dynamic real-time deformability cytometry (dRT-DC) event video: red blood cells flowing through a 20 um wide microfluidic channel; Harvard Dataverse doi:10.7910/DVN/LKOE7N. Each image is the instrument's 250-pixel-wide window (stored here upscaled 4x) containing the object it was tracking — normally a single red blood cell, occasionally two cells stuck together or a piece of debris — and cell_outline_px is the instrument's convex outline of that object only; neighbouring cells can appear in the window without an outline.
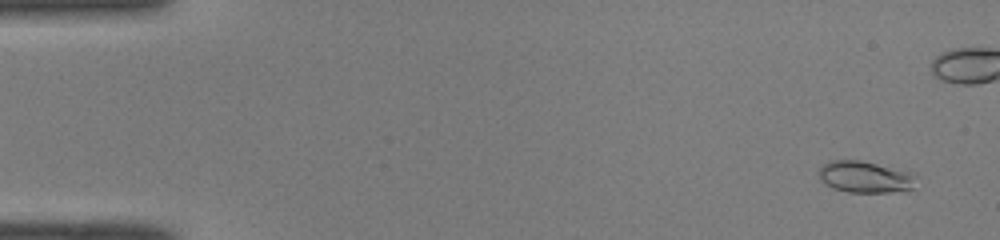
{"species": "common noctule bat (a hibernating species)", "species_latin": "Nyctalus noctula", "temperature_condition": "room temperature", "stored_images_in_passage": 41, "camera_frame_rate_fps": 3000, "um_per_image_px": 0.085, "animal": {"sex": "male", "body_mass_g": 19.0, "forearm_length_mm": 50.8}, "frame": {"image": 1, "passage_image": 3, "time_ms": 0.667, "image_size_px": [1000, 240], "cell_outline_px": [[916, 176], [912, 188], [908, 192], [848, 192], [832, 188], [824, 184], [820, 180], [820, 168], [828, 160], [860, 160], [912, 172]], "centroid_in_image_um": [73.55, 15.05], "position_along_channel_um": 11.5, "area_um2": 18.09}}
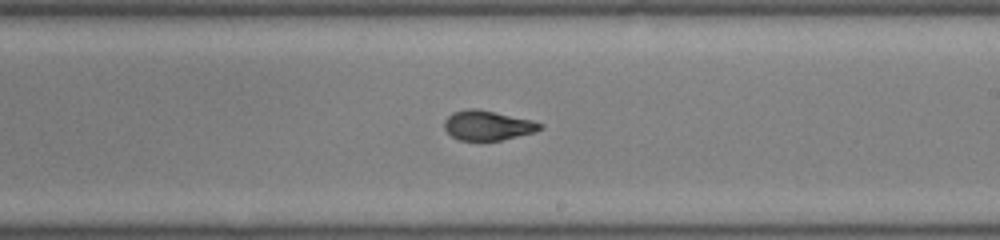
{"frame": {"image": 2, "passage_image": 30, "time_ms": 9.667, "image_size_px": [1000, 240], "cell_outline_px": [[544, 128], [532, 132], [500, 140], [460, 140], [452, 136], [444, 128], [444, 120], [452, 112], [468, 108], [476, 108], [532, 120], [544, 124]], "centroid_in_image_um": [41.43, 10.64], "position_along_channel_um": 247.6, "area_um2": 16.42}}
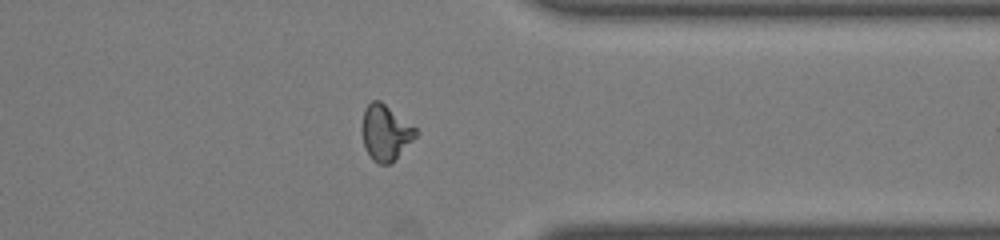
{"frame": {"image": 3, "passage_image": 40, "time_ms": 13.0, "image_size_px": [1000, 240], "cell_outline_px": [[420, 132], [388, 164], [380, 164], [372, 160], [364, 144], [360, 128], [364, 108], [372, 100], [380, 100], [416, 128]], "centroid_in_image_um": [32.72, 11.23], "position_along_channel_um": 378.7, "area_um2": 17.17}}